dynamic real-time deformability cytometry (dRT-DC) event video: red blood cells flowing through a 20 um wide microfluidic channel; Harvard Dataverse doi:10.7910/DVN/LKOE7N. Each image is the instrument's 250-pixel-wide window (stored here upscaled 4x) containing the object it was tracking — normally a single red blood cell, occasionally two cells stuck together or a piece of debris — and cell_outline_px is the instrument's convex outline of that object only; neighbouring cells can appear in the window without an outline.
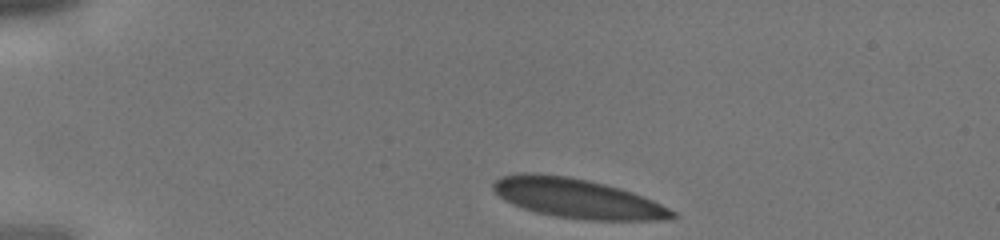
{"species": "human", "species_latin": "Homo sapiens", "temperature_condition": "cold", "stored_images_in_passage": 24, "camera_frame_rate_fps": 3000, "um_per_image_px": 0.085, "donor": {"sex": "male"}, "frame": {"image": 1, "passage_image": 1, "time_ms": 0.0, "image_size_px": [1000, 240], "cell_outline_px": [[680, 216], [660, 220], [588, 220], [556, 216], [536, 212], [512, 204], [504, 200], [492, 188], [492, 184], [500, 176], [516, 172], [536, 172], [568, 176], [588, 180], [620, 188], [644, 196], [676, 212]], "centroid_in_image_um": [49.04, 16.84], "position_along_channel_um": 36.0, "area_um2": 41.33}}
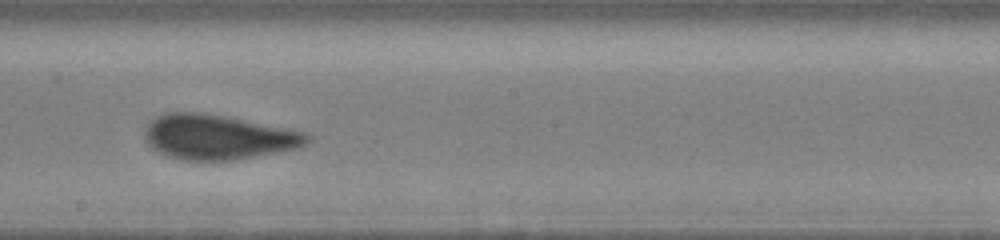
{"frame": {"image": 2, "passage_image": 14, "time_ms": 4.333, "image_size_px": [1000, 240], "cell_outline_px": [[312, 140], [296, 148], [280, 152], [236, 160], [184, 160], [168, 156], [152, 148], [144, 140], [144, 128], [156, 116], [168, 112], [200, 112], [224, 116], [300, 132], [308, 136]], "centroid_in_image_um": [18.44, 11.66], "position_along_channel_um": 229.8, "area_um2": 41.91}}
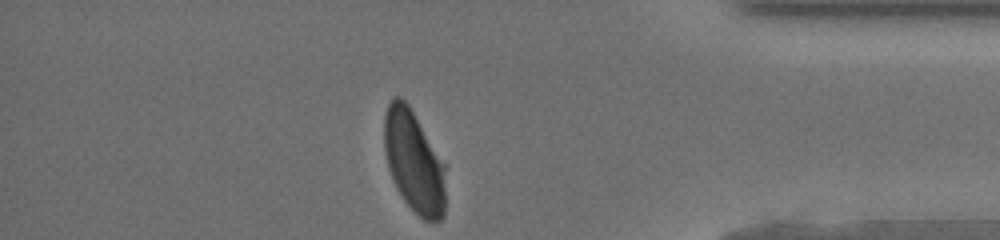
{"frame": {"image": 3, "passage_image": 24, "time_ms": 7.667, "image_size_px": [1000, 240], "cell_outline_px": [[444, 216], [440, 220], [424, 220], [404, 200], [396, 188], [388, 168], [384, 148], [384, 116], [388, 104], [392, 96], [400, 96], [408, 104], [444, 164]], "centroid_in_image_um": [35.14, 13.71], "position_along_channel_um": 400.1, "area_um2": 35.89}}